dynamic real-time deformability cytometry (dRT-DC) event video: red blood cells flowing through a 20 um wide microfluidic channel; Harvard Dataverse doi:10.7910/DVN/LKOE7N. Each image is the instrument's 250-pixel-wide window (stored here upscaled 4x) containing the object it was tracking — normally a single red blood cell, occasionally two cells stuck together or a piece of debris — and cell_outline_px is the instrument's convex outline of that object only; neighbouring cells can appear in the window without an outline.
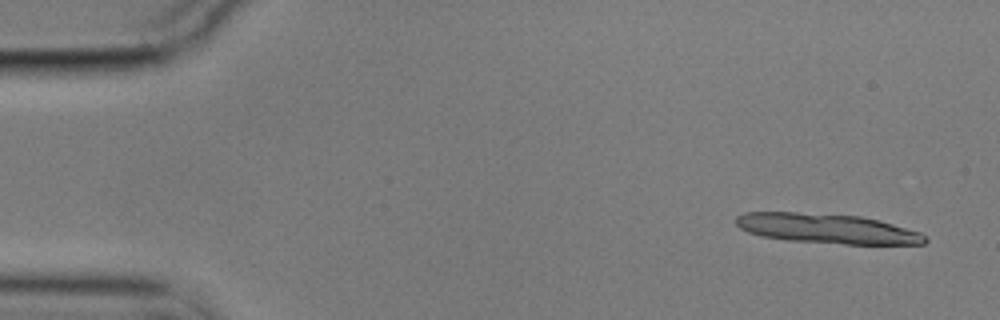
{"species": "common noctule bat (a hibernating species)", "species_latin": "Nyctalus noctula", "temperature_condition": "cold", "stored_images_in_passage": 13, "camera_frame_rate_fps": 3000, "um_per_image_px": 0.085, "animal": {"sex": "male", "body_mass_g": 17.9}, "frame": {"image": 1, "passage_image": 3, "time_ms": 0.667, "image_size_px": [1000, 320], "cell_outline_px": [[928, 240], [924, 244], [844, 244], [788, 240], [760, 236], [748, 232], [740, 228], [736, 224], [736, 216], [744, 212], [796, 212], [860, 216], [880, 220], [920, 232]], "centroid_in_image_um": [70.28, 19.43], "position_along_channel_um": 14.7, "area_um2": 32.77}}